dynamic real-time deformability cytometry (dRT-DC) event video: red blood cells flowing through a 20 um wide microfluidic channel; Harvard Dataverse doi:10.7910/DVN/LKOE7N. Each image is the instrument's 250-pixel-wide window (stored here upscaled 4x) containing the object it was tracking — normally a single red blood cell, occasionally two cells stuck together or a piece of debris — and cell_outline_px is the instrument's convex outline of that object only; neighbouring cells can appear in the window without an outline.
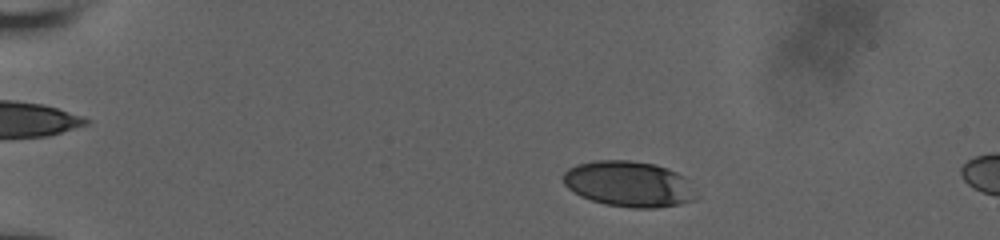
{"species": "human", "species_latin": "Homo sapiens", "temperature_condition": "room temperature", "stored_images_in_passage": 47, "camera_frame_rate_fps": 3000, "um_per_image_px": 0.085, "donor": {"sex": "male"}, "frame": {"image": 1, "passage_image": 7, "time_ms": 2.0, "image_size_px": [1000, 240], "cell_outline_px": [[696, 200], [680, 204], [656, 208], [632, 208], [604, 204], [580, 196], [568, 188], [564, 184], [564, 172], [568, 168], [576, 164], [592, 160], [628, 160], [656, 164], [668, 168], [684, 176]], "centroid_in_image_um": [53.4, 15.63], "position_along_channel_um": 31.6, "area_um2": 35.32}}
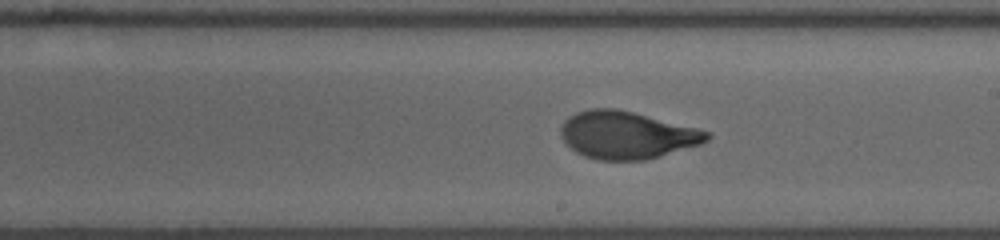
{"frame": {"image": 2, "passage_image": 30, "time_ms": 9.667, "image_size_px": [1000, 240], "cell_outline_px": [[712, 136], [708, 140], [700, 144], [660, 156], [644, 160], [596, 160], [584, 156], [576, 152], [560, 136], [560, 128], [564, 120], [568, 116], [576, 112], [588, 108], [616, 108], [712, 132]], "centroid_in_image_um": [53.25, 11.47], "position_along_channel_um": 235.8, "area_um2": 40.34}}
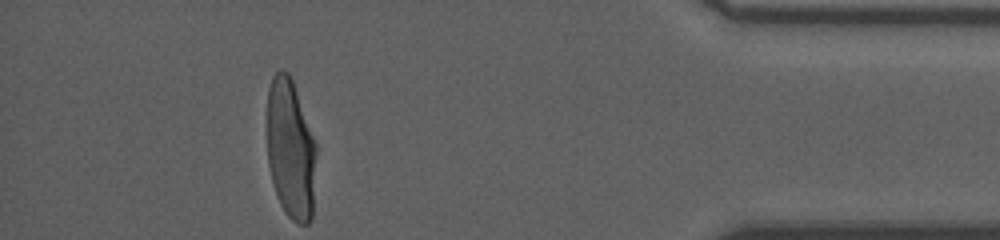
{"frame": {"image": 3, "passage_image": 47, "time_ms": 15.333, "image_size_px": [1000, 240], "cell_outline_px": [[316, 148], [312, 220], [308, 224], [296, 224], [284, 212], [276, 196], [272, 184], [268, 164], [268, 88], [272, 76], [280, 68], [284, 68], [288, 72], [292, 80], [316, 144]], "centroid_in_image_um": [24.69, 12.72], "position_along_channel_um": 410.5, "area_um2": 40.23}, "authors_computed_cell_mechanics": {"area_um2": 39.4196, "velocity_mm_per_s": 3.8359, "shape_relaxation_time_tau1_ms": 4.0094, "shape_relaxation_time_tau2_ms": 0.6492, "deformation_change_tau1": 0.2086, "deformation_change_tau2": 0.0656}}